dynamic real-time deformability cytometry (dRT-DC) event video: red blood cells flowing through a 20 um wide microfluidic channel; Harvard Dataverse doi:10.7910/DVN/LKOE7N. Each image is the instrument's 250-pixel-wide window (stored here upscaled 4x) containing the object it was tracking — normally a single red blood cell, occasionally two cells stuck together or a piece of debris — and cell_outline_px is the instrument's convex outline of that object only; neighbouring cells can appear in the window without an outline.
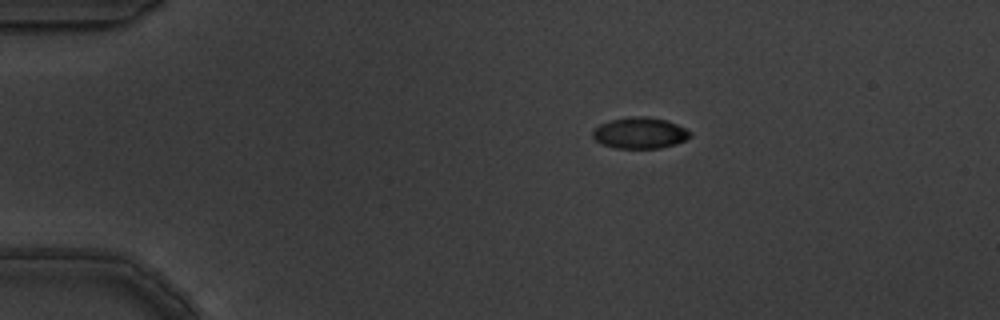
{"species": "common noctule bat (a hibernating species)", "species_latin": "Nyctalus noctula", "temperature_condition": "warm", "stored_images_in_passage": 3, "camera_frame_rate_fps": 3000, "um_per_image_px": 0.085, "animal": {"sex": "male", "body_mass_g": 19.5, "forearm_length_mm": 54.6}, "frame": {"image": 1, "passage_image": 1, "time_ms": 0.0, "image_size_px": [1000, 320], "cell_outline_px": [[692, 136], [684, 140], [660, 148], [616, 148], [604, 144], [596, 140], [592, 136], [592, 132], [600, 124], [608, 120], [632, 116], [648, 116], [664, 120], [676, 124], [692, 132]], "centroid_in_image_um": [54.38, 11.29], "position_along_channel_um": 30.6, "area_um2": 17.51}}